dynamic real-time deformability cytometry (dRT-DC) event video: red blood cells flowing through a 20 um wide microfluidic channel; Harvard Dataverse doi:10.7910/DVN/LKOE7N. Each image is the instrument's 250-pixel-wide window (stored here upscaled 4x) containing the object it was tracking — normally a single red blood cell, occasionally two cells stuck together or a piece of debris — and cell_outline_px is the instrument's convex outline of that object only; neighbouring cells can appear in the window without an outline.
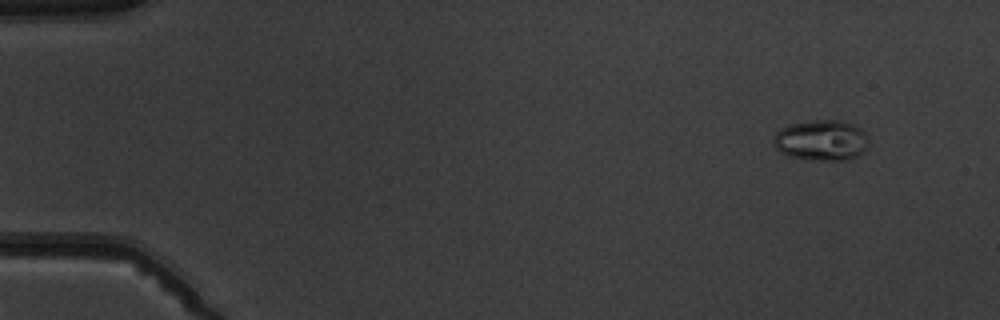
{"species": "common noctule bat (a hibernating species)", "species_latin": "Nyctalus noctula", "temperature_condition": "warm", "stored_images_in_passage": 6, "camera_frame_rate_fps": 3000, "um_per_image_px": 0.085, "animal": {"sex": "male", "body_mass_g": 19.5, "forearm_length_mm": 54.6}, "frame": {"image": 1, "passage_image": 2, "time_ms": 1.0, "image_size_px": [1000, 320], "cell_outline_px": [[868, 148], [864, 152], [856, 156], [844, 160], [808, 160], [788, 156], [780, 152], [776, 148], [772, 140], [776, 132], [788, 124], [804, 120], [840, 120], [852, 124], [864, 132], [868, 144]], "centroid_in_image_um": [69.77, 11.92], "position_along_channel_um": 15.2, "area_um2": 22.77}}